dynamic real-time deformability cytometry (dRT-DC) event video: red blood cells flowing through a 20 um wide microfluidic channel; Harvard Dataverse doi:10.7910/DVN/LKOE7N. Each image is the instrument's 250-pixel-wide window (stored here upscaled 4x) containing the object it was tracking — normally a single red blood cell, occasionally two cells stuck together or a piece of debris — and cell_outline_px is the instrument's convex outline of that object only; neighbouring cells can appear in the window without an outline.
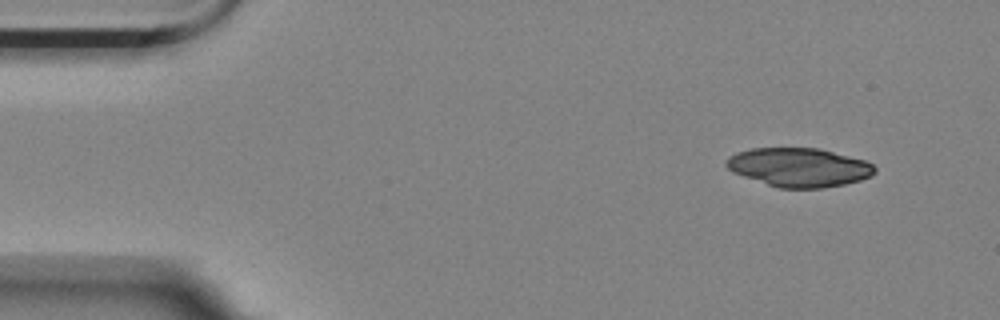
{"species": "Egyptian fruit bat (a non-hibernating species)", "species_latin": "Rousettus aegyptiacus", "temperature_condition": "room temperature", "stored_images_in_passage": 51, "camera_frame_rate_fps": 3000, "um_per_image_px": 0.085, "animal": {"sex": "female"}, "frame": {"image": 1, "passage_image": 1, "time_ms": 0.0, "image_size_px": [1000, 320], "cell_outline_px": [[876, 172], [872, 176], [860, 180], [844, 184], [824, 188], [780, 188], [732, 172], [724, 164], [736, 152], [752, 148], [820, 148], [864, 160], [872, 164], [876, 168]], "centroid_in_image_um": [67.95, 14.22], "position_along_channel_um": 17.1, "area_um2": 33.41}}